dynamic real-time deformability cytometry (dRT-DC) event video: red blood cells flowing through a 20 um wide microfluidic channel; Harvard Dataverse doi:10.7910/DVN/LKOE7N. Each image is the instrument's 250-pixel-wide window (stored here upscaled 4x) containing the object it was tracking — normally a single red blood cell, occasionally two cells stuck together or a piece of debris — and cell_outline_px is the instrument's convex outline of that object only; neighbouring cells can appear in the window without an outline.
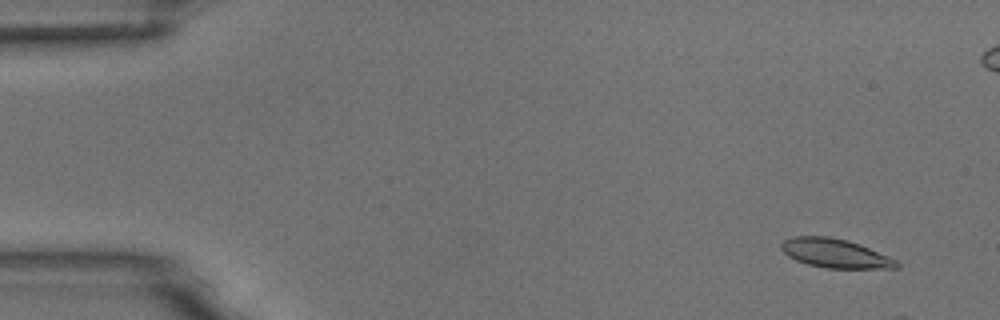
{"species": "common noctule bat (a hibernating species)", "species_latin": "Nyctalus noctula", "temperature_condition": "room temperature", "stored_images_in_passage": 9, "camera_frame_rate_fps": 3000, "um_per_image_px": 0.085, "animal": {"sex": "male", "body_mass_g": 18.8}, "frame": {"image": 1, "passage_image": 4, "time_ms": 1.0, "image_size_px": [1000, 320], "cell_outline_px": [[900, 268], [824, 268], [808, 264], [796, 260], [788, 256], [780, 248], [780, 244], [784, 240], [792, 236], [828, 236], [848, 240], [860, 244], [888, 256], [896, 260], [900, 264]], "centroid_in_image_um": [70.98, 21.52], "position_along_channel_um": 14.0, "area_um2": 19.54}}